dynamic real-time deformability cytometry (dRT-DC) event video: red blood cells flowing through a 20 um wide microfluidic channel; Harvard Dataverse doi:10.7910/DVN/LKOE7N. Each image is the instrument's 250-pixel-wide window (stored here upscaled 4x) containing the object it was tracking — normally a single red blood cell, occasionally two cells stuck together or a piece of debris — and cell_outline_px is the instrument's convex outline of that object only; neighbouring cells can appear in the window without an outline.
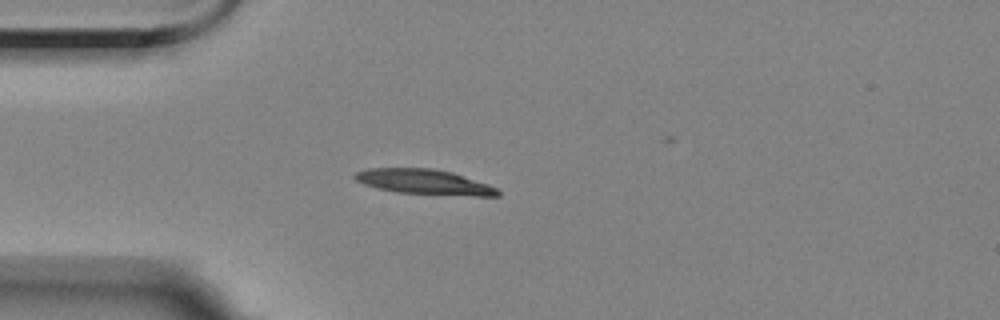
{"species": "Egyptian fruit bat (a non-hibernating species)", "species_latin": "Rousettus aegyptiacus", "temperature_condition": "room temperature", "stored_images_in_passage": 2, "camera_frame_rate_fps": 3000, "um_per_image_px": 0.085, "animal": {"sex": "female"}, "frame": {"image": 1, "passage_image": 1, "time_ms": 0.0, "image_size_px": [1000, 320], "cell_outline_px": [[500, 196], [472, 196], [396, 192], [376, 188], [364, 184], [356, 180], [352, 176], [356, 172], [368, 168], [432, 168], [452, 172], [488, 184], [496, 188], [500, 192]], "centroid_in_image_um": [36.05, 15.46], "position_along_channel_um": 49.0, "area_um2": 20.87}}